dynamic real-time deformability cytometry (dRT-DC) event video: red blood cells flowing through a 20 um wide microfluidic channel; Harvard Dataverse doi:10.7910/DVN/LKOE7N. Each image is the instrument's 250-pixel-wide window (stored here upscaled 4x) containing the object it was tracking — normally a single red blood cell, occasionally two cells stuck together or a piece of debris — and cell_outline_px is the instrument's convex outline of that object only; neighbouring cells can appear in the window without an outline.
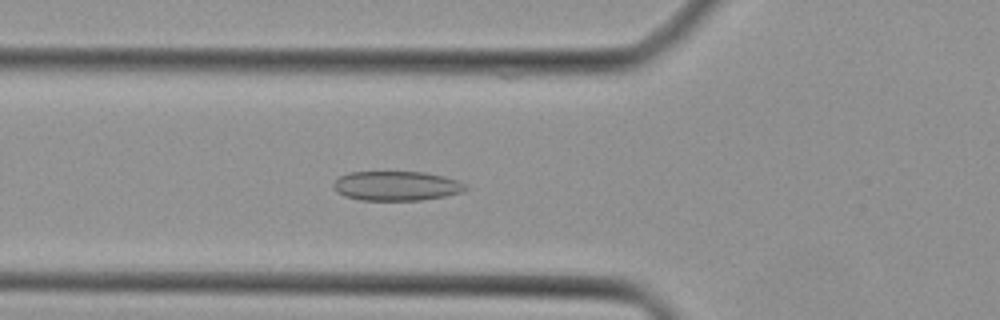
{"species": "Egyptian fruit bat (a non-hibernating species)", "species_latin": "Rousettus aegyptiacus", "temperature_condition": "cold", "stored_images_in_passage": 30, "camera_frame_rate_fps": 3000, "um_per_image_px": 0.085, "animal": {"sex": "female"}, "frame": {"image": 1, "passage_image": 2, "time_ms": 0.333, "image_size_px": [1000, 320], "cell_outline_px": [[468, 188], [464, 192], [444, 196], [420, 200], [360, 200], [344, 196], [336, 192], [332, 184], [340, 176], [348, 172], [424, 172], [444, 176], [460, 180]], "centroid_in_image_um": [33.7, 15.8], "position_along_channel_um": 92.1, "area_um2": 22.83}}
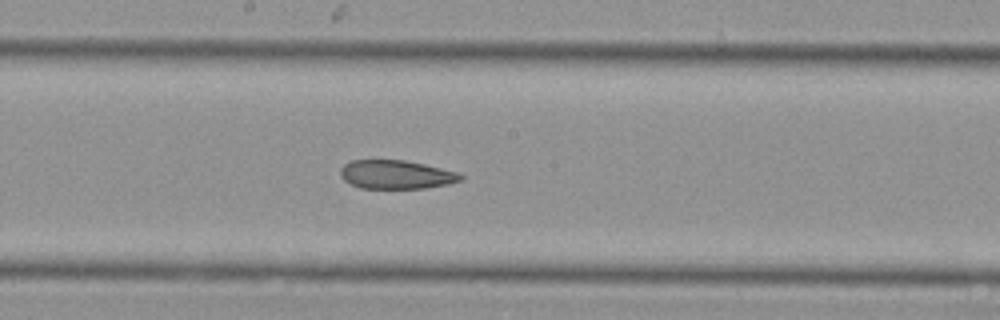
{"frame": {"image": 2, "passage_image": 10, "time_ms": 3.0, "image_size_px": [1000, 320], "cell_outline_px": [[464, 176], [460, 180], [448, 184], [424, 188], [360, 188], [344, 180], [340, 176], [340, 168], [344, 164], [352, 160], [404, 160], [424, 164], [456, 172]], "centroid_in_image_um": [33.63, 14.83], "position_along_channel_um": 214.6, "area_um2": 19.94}}
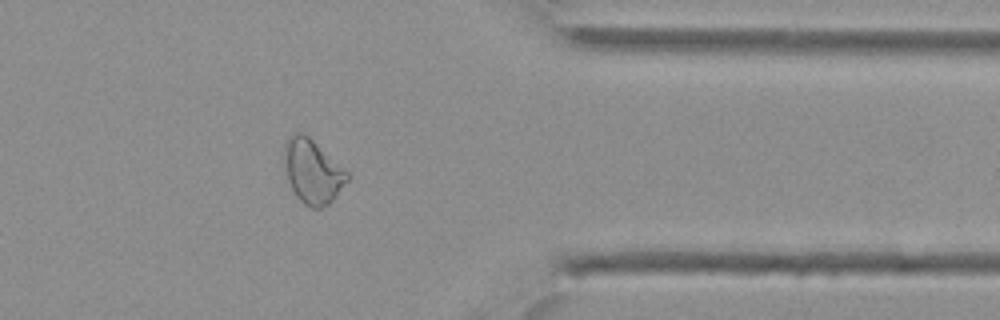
{"frame": {"image": 3, "passage_image": 22, "time_ms": 7.0, "image_size_px": [1000, 320], "cell_outline_px": [[352, 176], [332, 200], [328, 204], [320, 208], [312, 208], [304, 204], [296, 196], [288, 180], [284, 164], [284, 144], [292, 132], [300, 132], [308, 136], [344, 168]], "centroid_in_image_um": [26.57, 14.57], "position_along_channel_um": 384.8, "area_um2": 23.41}}